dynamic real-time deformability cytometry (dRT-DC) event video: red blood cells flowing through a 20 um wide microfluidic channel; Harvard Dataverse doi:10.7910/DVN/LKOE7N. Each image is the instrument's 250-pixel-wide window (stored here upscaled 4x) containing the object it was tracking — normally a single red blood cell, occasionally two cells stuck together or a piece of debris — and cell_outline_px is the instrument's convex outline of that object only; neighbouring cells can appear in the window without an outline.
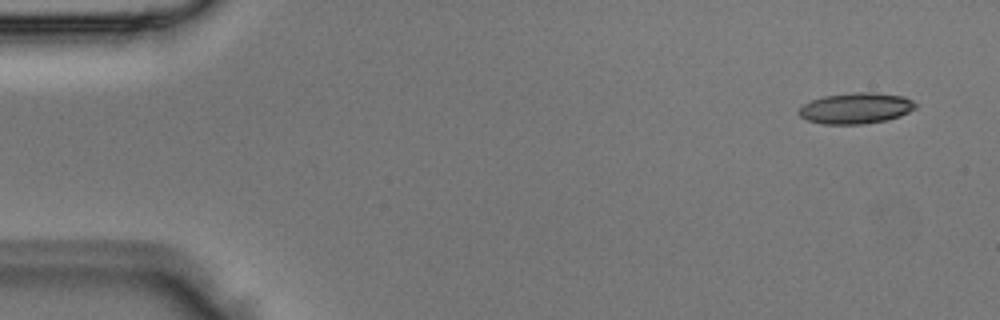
{"species": "Egyptian fruit bat (a non-hibernating species)", "species_latin": "Rousettus aegyptiacus", "temperature_condition": "room temperature", "stored_images_in_passage": 2, "camera_frame_rate_fps": 3000, "um_per_image_px": 0.085, "animal": {"sex": "male"}, "frame": {"image": 1, "passage_image": 1, "time_ms": 0.0, "image_size_px": [1000, 320], "cell_outline_px": [[916, 108], [900, 116], [888, 120], [864, 124], [824, 124], [808, 120], [800, 116], [796, 112], [804, 104], [812, 100], [824, 96], [856, 92], [876, 92], [904, 96], [912, 100], [916, 104]], "centroid_in_image_um": [72.77, 9.2], "position_along_channel_um": 12.2, "area_um2": 21.1}}